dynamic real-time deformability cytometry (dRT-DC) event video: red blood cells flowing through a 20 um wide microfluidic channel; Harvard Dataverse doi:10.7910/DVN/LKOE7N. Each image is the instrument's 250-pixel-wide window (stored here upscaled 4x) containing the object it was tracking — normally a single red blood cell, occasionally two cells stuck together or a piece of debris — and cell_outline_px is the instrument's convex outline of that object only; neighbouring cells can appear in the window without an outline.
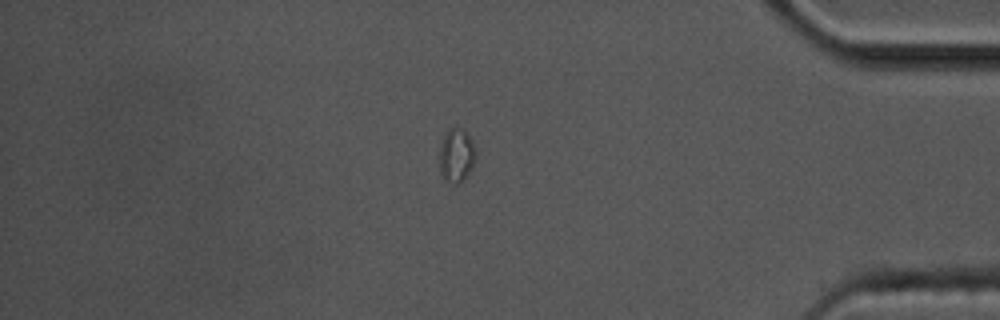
{"species": "common noctule bat (a hibernating species)", "species_latin": "Nyctalus noctula", "temperature_condition": "cold", "stored_images_in_passage": 53, "segment_of_instrument_passage": [1, 2], "camera_frame_rate_fps": 3000, "um_per_image_px": 0.085, "animal": {"sex": "male", "body_mass_g": 17.5, "forearm_length_mm": 52.3}, "frame": {"image": 1, "passage_image": 49, "time_ms": 16.0, "image_size_px": [1000, 320], "cell_outline_px": [[476, 156], [472, 168], [456, 184], [452, 184], [444, 180], [440, 172], [440, 144], [444, 136], [452, 128], [464, 128], [472, 140], [476, 152]], "centroid_in_image_um": [38.8, 13.19], "position_along_channel_um": 396.4, "area_um2": 11.21}}